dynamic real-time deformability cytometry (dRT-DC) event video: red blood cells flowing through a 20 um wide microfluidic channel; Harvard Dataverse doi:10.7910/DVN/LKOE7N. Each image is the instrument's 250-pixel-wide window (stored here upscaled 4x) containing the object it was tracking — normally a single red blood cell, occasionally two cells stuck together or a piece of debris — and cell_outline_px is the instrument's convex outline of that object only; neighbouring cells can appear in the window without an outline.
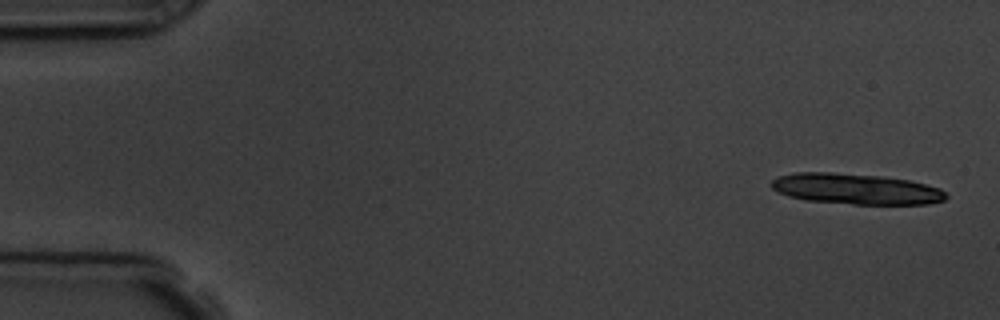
{"species": "common noctule bat (a hibernating species)", "species_latin": "Nyctalus noctula", "temperature_condition": "room temperature", "stored_images_in_passage": 6, "segment_of_instrument_passage": [1, 2], "camera_frame_rate_fps": 3000, "um_per_image_px": 0.085, "animal": {"sex": "male", "body_mass_g": 19.5, "forearm_length_mm": 54.6}, "frame": {"image": 1, "passage_image": 1, "time_ms": 0.0, "image_size_px": [1000, 320], "cell_outline_px": [[948, 196], [944, 200], [928, 204], [852, 204], [804, 200], [788, 196], [772, 188], [772, 180], [780, 176], [796, 172], [832, 172], [880, 176], [908, 180], [940, 188]], "centroid_in_image_um": [72.75, 16.06], "position_along_channel_um": 12.2, "area_um2": 31.1}}